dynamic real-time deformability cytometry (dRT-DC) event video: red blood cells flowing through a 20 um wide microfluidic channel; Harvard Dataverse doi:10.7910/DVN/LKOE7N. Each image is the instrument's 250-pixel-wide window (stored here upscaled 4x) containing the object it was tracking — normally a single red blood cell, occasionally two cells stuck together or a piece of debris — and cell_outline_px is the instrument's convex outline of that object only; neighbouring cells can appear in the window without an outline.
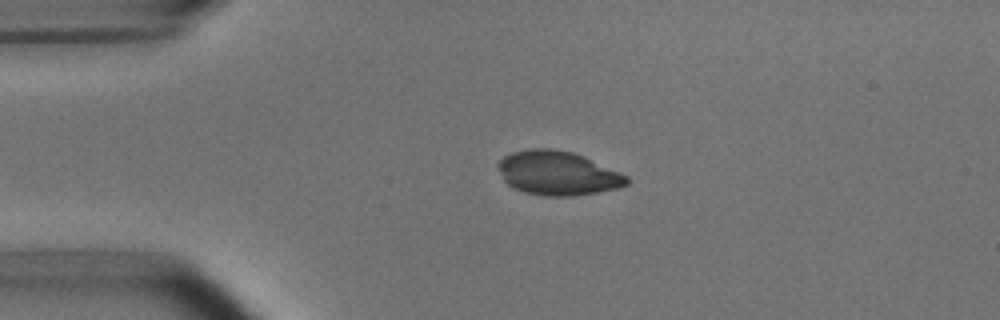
{"species": "common noctule bat (a hibernating species)", "species_latin": "Nyctalus noctula", "temperature_condition": "room temperature", "stored_images_in_passage": 2, "camera_frame_rate_fps": 3000, "um_per_image_px": 0.085, "animal": {"sex": "male", "body_mass_g": 15.6}, "frame": {"image": 1, "passage_image": 1, "time_ms": 0.0, "image_size_px": [1000, 320], "cell_outline_px": [[632, 180], [628, 184], [616, 188], [596, 192], [572, 196], [544, 196], [524, 192], [512, 188], [504, 180], [496, 168], [496, 164], [504, 156], [512, 152], [528, 148], [552, 148], [572, 152], [584, 156], [628, 176]], "centroid_in_image_um": [47.37, 14.71], "position_along_channel_um": 37.6, "area_um2": 33.23}}